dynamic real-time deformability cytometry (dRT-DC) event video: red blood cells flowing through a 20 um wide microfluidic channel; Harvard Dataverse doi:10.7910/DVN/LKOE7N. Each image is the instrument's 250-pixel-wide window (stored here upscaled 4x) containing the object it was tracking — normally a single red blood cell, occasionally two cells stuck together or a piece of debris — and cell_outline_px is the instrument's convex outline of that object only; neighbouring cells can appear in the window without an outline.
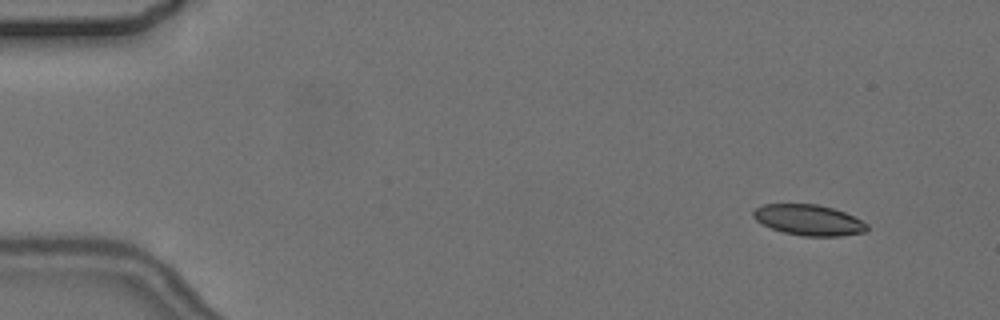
{"species": "common noctule bat (a hibernating species)", "species_latin": "Nyctalus noctula", "temperature_condition": "cold", "stored_images_in_passage": 6, "camera_frame_rate_fps": 3000, "um_per_image_px": 0.085, "animal": {"sex": "female", "body_mass_g": 24.6, "forearm_length_mm": 56.2}, "frame": {"image": 1, "passage_image": 2, "time_ms": 1.0, "image_size_px": [1000, 320], "cell_outline_px": [[868, 228], [864, 232], [840, 236], [804, 236], [784, 232], [772, 228], [756, 220], [752, 216], [752, 212], [756, 208], [764, 204], [816, 204], [832, 208], [844, 212], [868, 224]], "centroid_in_image_um": [68.73, 18.7], "position_along_channel_um": 16.3, "area_um2": 20.11}}
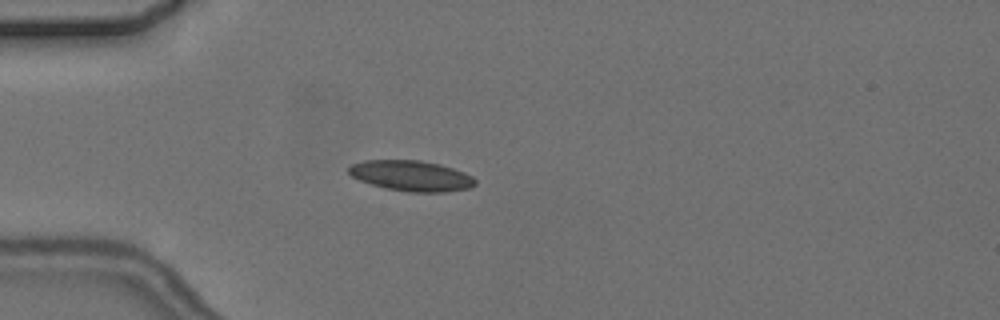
{"frame": {"image": 2, "passage_image": 5, "time_ms": 4.667, "image_size_px": [1000, 320], "cell_outline_px": [[476, 184], [468, 188], [444, 192], [408, 192], [384, 188], [360, 180], [352, 176], [348, 172], [348, 168], [352, 164], [364, 160], [420, 160], [440, 164], [464, 172], [472, 176], [476, 180]], "centroid_in_image_um": [34.96, 14.94], "position_along_channel_um": 50.0, "area_um2": 22.48}}